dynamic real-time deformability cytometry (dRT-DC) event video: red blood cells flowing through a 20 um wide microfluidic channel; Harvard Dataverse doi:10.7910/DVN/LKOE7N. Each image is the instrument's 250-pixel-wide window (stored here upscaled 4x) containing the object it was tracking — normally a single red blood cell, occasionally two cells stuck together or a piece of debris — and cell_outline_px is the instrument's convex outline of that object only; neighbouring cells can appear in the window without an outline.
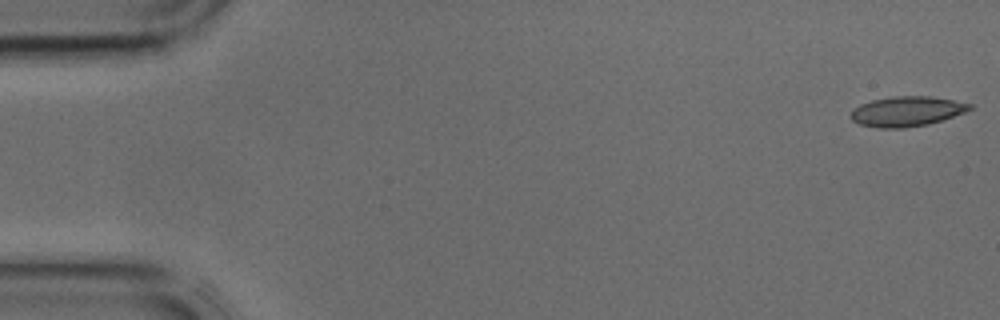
{"species": "common noctule bat (a hibernating species)", "species_latin": "Nyctalus noctula", "temperature_condition": "cold", "stored_images_in_passage": 19, "camera_frame_rate_fps": 3000, "um_per_image_px": 0.085, "animal": {"sex": "male", "body_mass_g": 17.9, "forearm_length_mm": 54.2}, "frame": {"image": 1, "passage_image": 1, "time_ms": 0.0, "image_size_px": [1000, 320], "cell_outline_px": [[972, 108], [964, 112], [928, 124], [904, 128], [876, 128], [860, 124], [852, 120], [848, 116], [852, 108], [860, 104], [872, 100], [892, 96], [932, 96], [972, 104]], "centroid_in_image_um": [77.0, 9.46], "position_along_channel_um": 8.0, "area_um2": 20.81}}
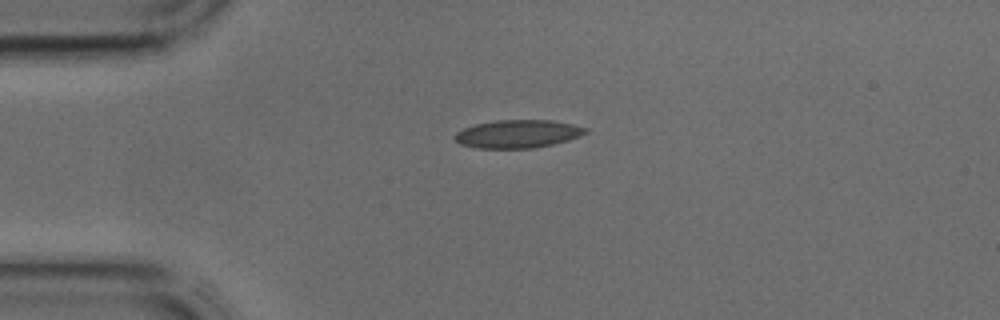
{"frame": {"image": 2, "passage_image": 10, "time_ms": 3.0, "image_size_px": [1000, 320], "cell_outline_px": [[588, 132], [580, 136], [568, 140], [536, 148], [476, 148], [460, 144], [456, 140], [456, 132], [464, 128], [476, 124], [496, 120], [548, 120], [572, 124], [588, 128]], "centroid_in_image_um": [44.03, 11.38], "position_along_channel_um": 41.0, "area_um2": 21.27}}